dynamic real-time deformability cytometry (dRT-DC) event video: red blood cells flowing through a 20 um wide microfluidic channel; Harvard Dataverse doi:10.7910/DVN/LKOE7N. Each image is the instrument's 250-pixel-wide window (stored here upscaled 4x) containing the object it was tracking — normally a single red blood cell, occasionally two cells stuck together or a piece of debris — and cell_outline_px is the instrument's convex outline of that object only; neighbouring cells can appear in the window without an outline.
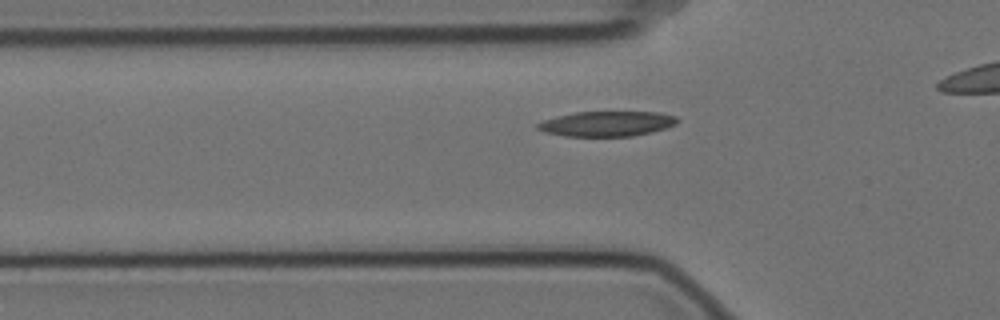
{"species": "Egyptian fruit bat (a non-hibernating species)", "species_latin": "Rousettus aegyptiacus", "temperature_condition": "cold", "stored_images_in_passage": 31, "camera_frame_rate_fps": 3000, "um_per_image_px": 0.085, "animal": {"sex": "female"}, "frame": {"image": 1, "passage_image": 3, "time_ms": 0.667, "image_size_px": [1000, 320], "cell_outline_px": [[680, 120], [676, 124], [652, 132], [632, 136], [564, 136], [544, 132], [536, 128], [536, 124], [544, 120], [576, 112], [660, 112], [676, 116]], "centroid_in_image_um": [51.61, 10.52], "position_along_channel_um": 74.2, "area_um2": 20.35}}
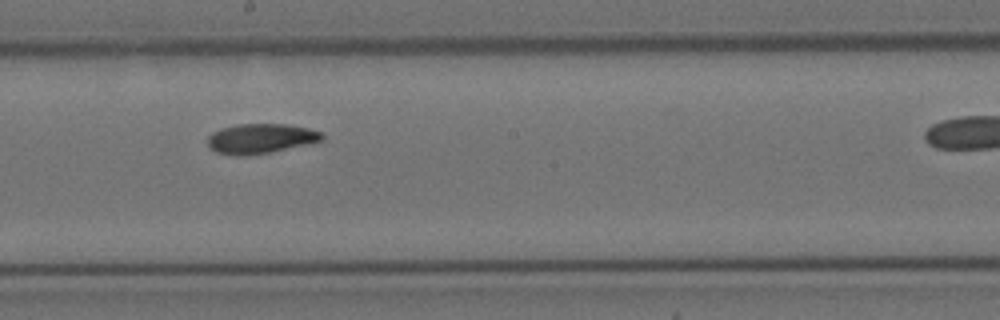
{"frame": {"image": 2, "passage_image": 16, "time_ms": 5.0, "image_size_px": [1000, 320], "cell_outline_px": [[324, 140], [308, 144], [268, 152], [216, 152], [208, 144], [208, 136], [212, 132], [220, 128], [236, 124], [284, 124], [308, 128], [320, 132], [324, 136]], "centroid_in_image_um": [22.21, 11.71], "position_along_channel_um": 226.0, "area_um2": 18.9}}
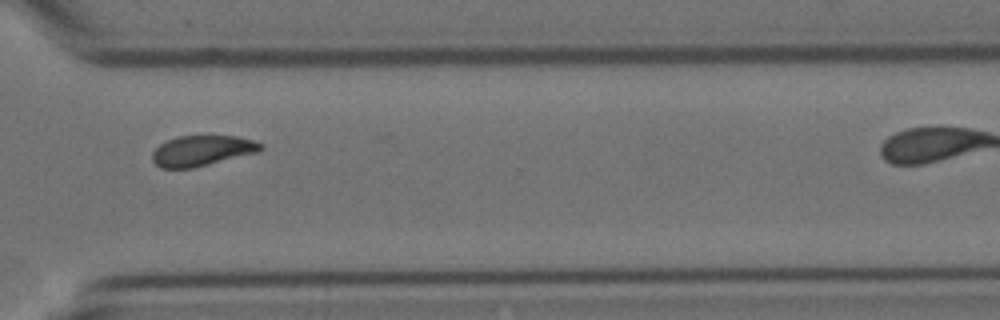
{"frame": {"image": 3, "passage_image": 27, "time_ms": 8.667, "image_size_px": [1000, 320], "cell_outline_px": [[264, 148], [260, 152], [192, 168], [160, 168], [152, 160], [152, 152], [160, 144], [168, 140], [180, 136], [236, 136], [256, 140], [264, 144]], "centroid_in_image_um": [17.23, 12.81], "position_along_channel_um": 353.4, "area_um2": 19.36}}